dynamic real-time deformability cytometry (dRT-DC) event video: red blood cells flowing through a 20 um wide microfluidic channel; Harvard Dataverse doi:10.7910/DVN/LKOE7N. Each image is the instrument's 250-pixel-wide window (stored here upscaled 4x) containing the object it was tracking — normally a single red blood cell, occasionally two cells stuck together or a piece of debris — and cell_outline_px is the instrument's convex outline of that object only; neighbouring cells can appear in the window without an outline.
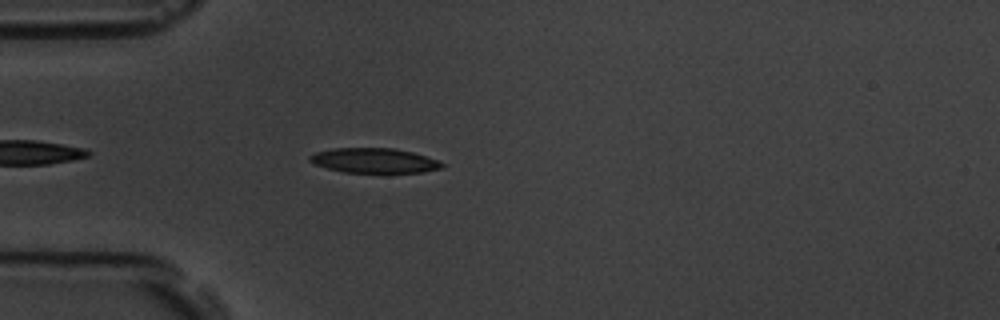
{"species": "common noctule bat (a hibernating species)", "species_latin": "Nyctalus noctula", "temperature_condition": "room temperature", "stored_images_in_passage": 5, "camera_frame_rate_fps": 3000, "um_per_image_px": 0.085, "animal": {"sex": "male", "body_mass_g": 19.5, "forearm_length_mm": 54.6}, "frame": {"image": 1, "passage_image": 5, "time_ms": 5.0, "image_size_px": [1000, 320], "cell_outline_px": [[444, 168], [424, 172], [344, 172], [312, 164], [308, 160], [308, 156], [316, 152], [332, 148], [396, 148], [412, 152], [436, 160], [444, 164]], "centroid_in_image_um": [31.77, 13.64], "position_along_channel_um": 53.2, "area_um2": 19.07}}